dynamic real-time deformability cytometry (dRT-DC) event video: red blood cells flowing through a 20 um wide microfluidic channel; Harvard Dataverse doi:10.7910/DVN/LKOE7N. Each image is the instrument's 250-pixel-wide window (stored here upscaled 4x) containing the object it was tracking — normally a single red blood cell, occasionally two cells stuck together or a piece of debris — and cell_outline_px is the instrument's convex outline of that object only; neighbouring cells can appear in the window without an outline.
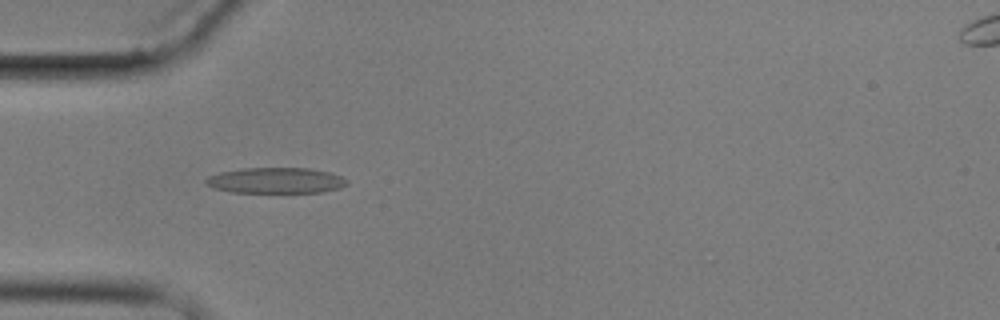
{"species": "common noctule bat (a hibernating species)", "species_latin": "Nyctalus noctula", "temperature_condition": "cold", "stored_images_in_passage": 6, "camera_frame_rate_fps": 3000, "um_per_image_px": 0.085, "animal": {"sex": "male", "body_mass_g": 17.9}, "frame": {"image": 1, "passage_image": 4, "time_ms": 3.667, "image_size_px": [1000, 320], "cell_outline_px": [[348, 184], [340, 188], [320, 192], [232, 192], [216, 188], [208, 184], [204, 180], [208, 176], [220, 172], [244, 168], [308, 168], [328, 172], [340, 176], [348, 180]], "centroid_in_image_um": [23.47, 15.33], "position_along_channel_um": 61.5, "area_um2": 20.92}}
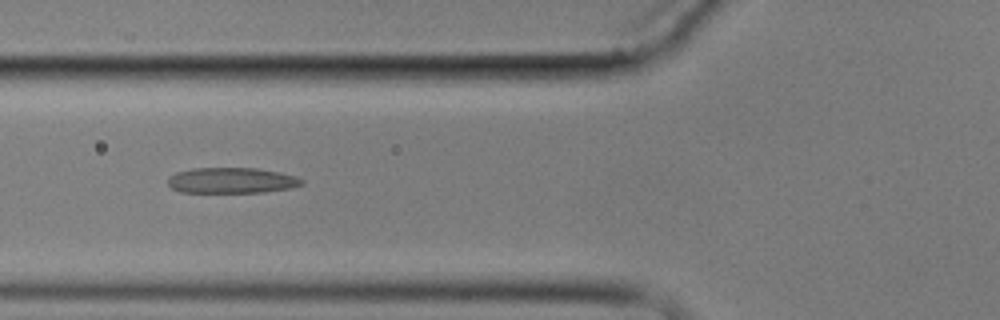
{"frame": {"image": 2, "passage_image": 5, "time_ms": 5.0, "image_size_px": [1000, 320], "cell_outline_px": [[304, 184], [292, 188], [264, 192], [180, 192], [172, 188], [168, 184], [168, 176], [176, 172], [192, 168], [256, 168], [280, 172], [296, 176], [304, 180]], "centroid_in_image_um": [19.71, 15.33], "position_along_channel_um": 106.1, "area_um2": 20.17}}
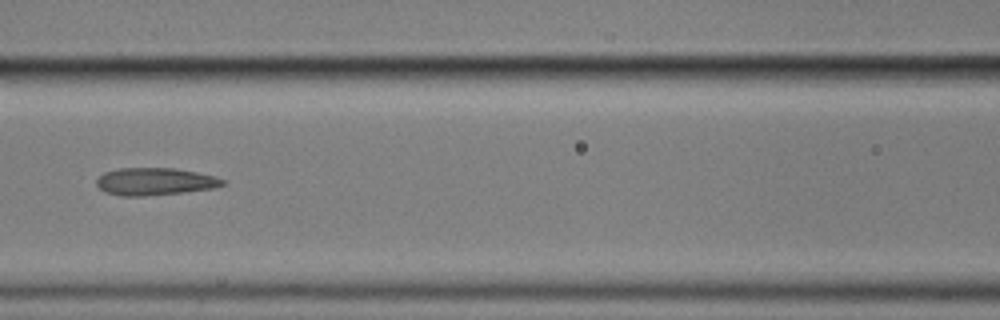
{"frame": {"image": 3, "passage_image": 6, "time_ms": 6.333, "image_size_px": [1000, 320], "cell_outline_px": [[228, 184], [212, 188], [184, 192], [144, 196], [120, 196], [104, 192], [96, 184], [96, 180], [104, 172], [120, 168], [176, 168], [216, 176], [224, 180]], "centroid_in_image_um": [13.17, 15.43], "position_along_channel_um": 153.4, "area_um2": 20.23}}